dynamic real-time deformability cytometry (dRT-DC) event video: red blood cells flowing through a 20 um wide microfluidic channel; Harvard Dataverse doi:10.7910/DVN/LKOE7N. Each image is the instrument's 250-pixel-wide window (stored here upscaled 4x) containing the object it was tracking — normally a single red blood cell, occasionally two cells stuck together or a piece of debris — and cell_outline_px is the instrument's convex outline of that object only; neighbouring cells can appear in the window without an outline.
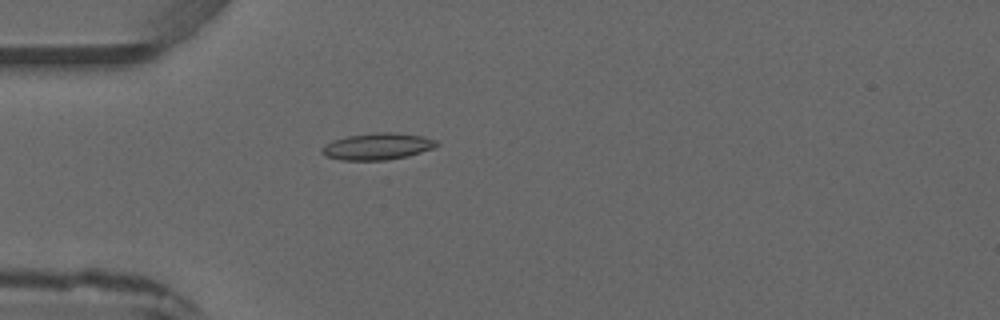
{"species": "common noctule bat (a hibernating species)", "species_latin": "Nyctalus noctula", "temperature_condition": "warm", "stored_images_in_passage": 4, "camera_frame_rate_fps": 3000, "um_per_image_px": 0.085, "animal": {"sex": "male", "forearm_length_mm": 52.5}, "frame": {"image": 1, "passage_image": 4, "time_ms": 3.333, "image_size_px": [1000, 320], "cell_outline_px": [[440, 144], [432, 148], [408, 156], [388, 160], [340, 160], [324, 156], [320, 152], [320, 148], [324, 144], [332, 140], [348, 136], [376, 132], [396, 132], [424, 136], [436, 140]], "centroid_in_image_um": [32.05, 12.44], "position_along_channel_um": 53.0, "area_um2": 18.09}}